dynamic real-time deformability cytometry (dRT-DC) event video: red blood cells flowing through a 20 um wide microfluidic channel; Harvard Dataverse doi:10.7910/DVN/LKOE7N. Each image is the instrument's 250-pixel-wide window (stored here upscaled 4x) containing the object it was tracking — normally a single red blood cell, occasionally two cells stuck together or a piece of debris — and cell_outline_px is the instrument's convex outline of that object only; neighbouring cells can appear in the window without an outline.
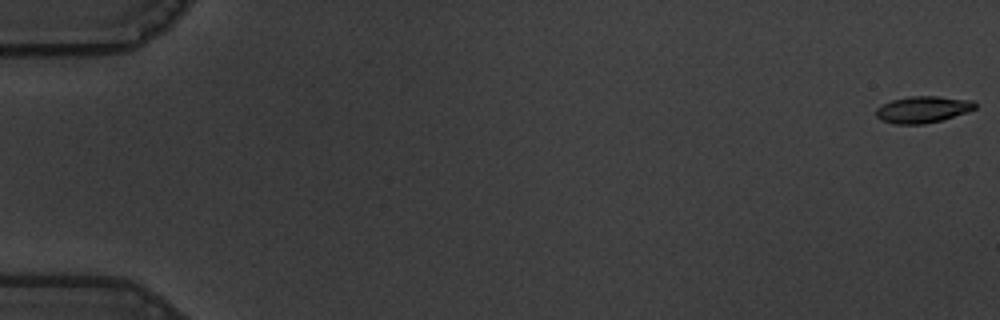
{"species": "common noctule bat (a hibernating species)", "species_latin": "Nyctalus noctula", "temperature_condition": "warm", "stored_images_in_passage": 59, "segment_of_instrument_passage": [1, 2], "camera_frame_rate_fps": 3000, "um_per_image_px": 0.085, "animal": {"sex": "male", "body_mass_g": 19.5, "forearm_length_mm": 54.6}, "frame": {"image": 1, "passage_image": 1, "time_ms": 0.0, "image_size_px": [1000, 320], "cell_outline_px": [[976, 108], [968, 112], [940, 120], [924, 124], [896, 124], [880, 120], [876, 116], [876, 108], [892, 100], [912, 96], [936, 96], [972, 100], [976, 104]], "centroid_in_image_um": [78.44, 9.31], "position_along_channel_um": 6.6, "area_um2": 15.26}}
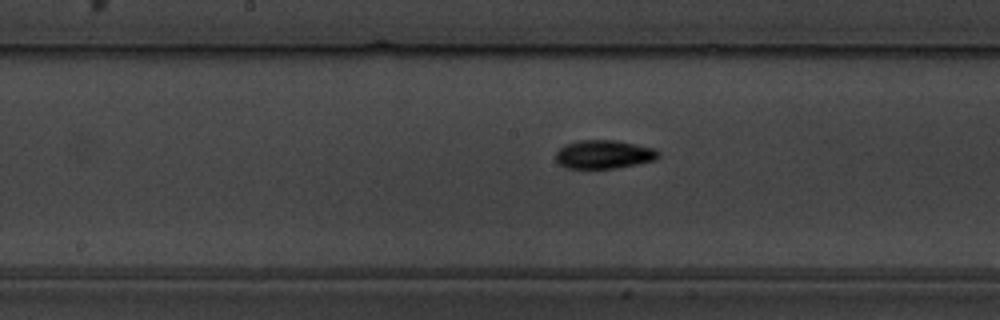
{"frame": {"image": 2, "passage_image": 31, "time_ms": 10.0, "image_size_px": [1000, 320], "cell_outline_px": [[660, 156], [656, 160], [616, 168], [564, 168], [556, 160], [556, 152], [564, 144], [580, 140], [616, 140], [652, 148], [660, 152]], "centroid_in_image_um": [51.32, 13.12], "position_along_channel_um": 196.9, "area_um2": 17.05}}
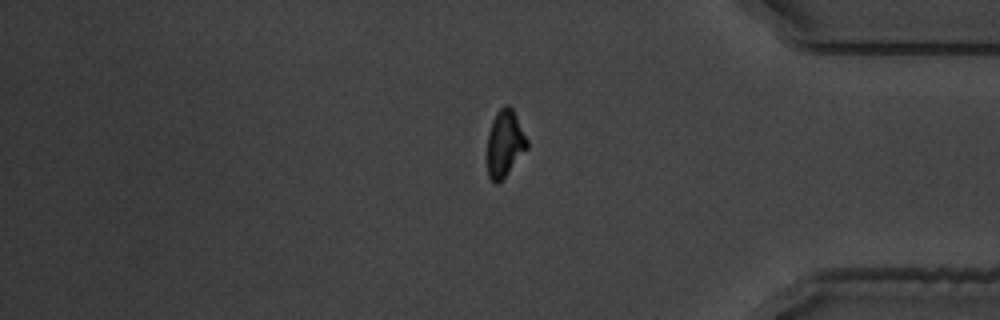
{"frame": {"image": 3, "passage_image": 49, "time_ms": 16.0, "image_size_px": [1000, 320], "cell_outline_px": [[528, 148], [508, 172], [496, 184], [488, 176], [488, 132], [492, 120], [496, 112], [504, 104], [508, 104], [512, 108], [528, 140]], "centroid_in_image_um": [42.91, 12.15], "position_along_channel_um": 392.3, "area_um2": 15.32}}